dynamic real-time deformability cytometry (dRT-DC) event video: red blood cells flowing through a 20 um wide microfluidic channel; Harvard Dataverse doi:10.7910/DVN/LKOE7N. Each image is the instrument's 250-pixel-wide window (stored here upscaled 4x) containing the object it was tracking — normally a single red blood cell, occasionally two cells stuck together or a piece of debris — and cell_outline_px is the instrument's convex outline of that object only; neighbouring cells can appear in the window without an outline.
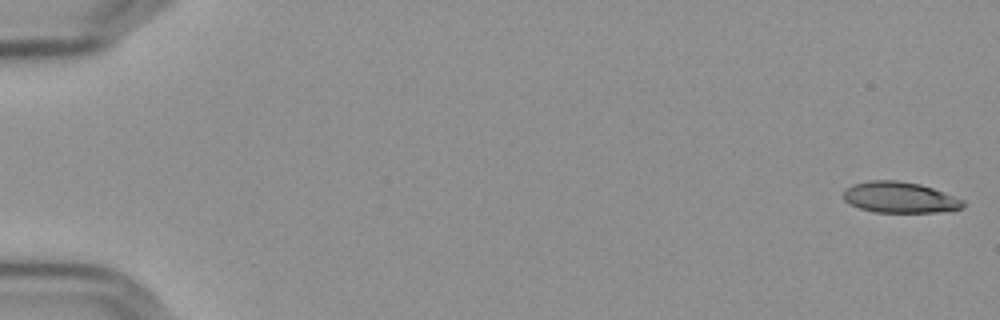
{"species": "Egyptian fruit bat (a non-hibernating species)", "species_latin": "Rousettus aegyptiacus", "temperature_condition": "cold", "stored_images_in_passage": 56, "camera_frame_rate_fps": 3000, "um_per_image_px": 0.085, "frame": {"image": 1, "passage_image": 1, "time_ms": 0.0, "image_size_px": [1000, 320], "cell_outline_px": [[964, 204], [960, 208], [936, 212], [872, 212], [860, 208], [844, 200], [844, 188], [852, 184], [868, 180], [896, 180], [920, 184], [932, 188], [964, 200]], "centroid_in_image_um": [76.43, 16.77], "position_along_channel_um": 8.6, "area_um2": 21.44}}
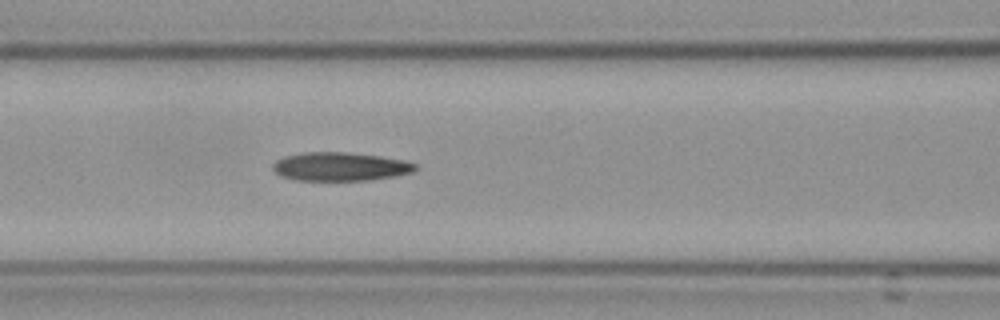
{"frame": {"image": 2, "passage_image": 25, "time_ms": 8.0, "image_size_px": [1000, 320], "cell_outline_px": [[416, 168], [412, 172], [396, 176], [368, 180], [296, 180], [280, 176], [272, 168], [272, 164], [276, 160], [284, 156], [304, 152], [344, 152], [380, 156], [404, 160], [416, 164]], "centroid_in_image_um": [28.89, 14.16], "position_along_channel_um": 137.7, "area_um2": 23.7}}
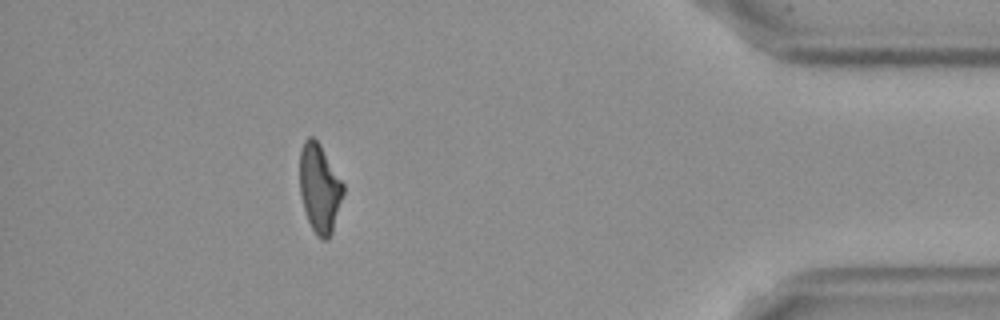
{"frame": {"image": 3, "passage_image": 51, "time_ms": 16.667, "image_size_px": [1000, 320], "cell_outline_px": [[344, 192], [332, 232], [328, 240], [320, 240], [316, 236], [308, 220], [304, 208], [300, 192], [300, 152], [304, 140], [308, 136], [312, 136], [320, 144], [344, 184]], "centroid_in_image_um": [27.16, 16.01], "position_along_channel_um": 408.0, "area_um2": 22.43}, "authors_computed_cell_mechanics": {"area_um2": 23.409, "velocity_mm_per_s": 3.6349, "shape_relaxation_time_tau1_ms": 10.6401, "shape_relaxation_time_tau2_ms": 3.8451, "deformation_change_tau1": 0.2438, "deformation_change_tau2": 0.1302}}